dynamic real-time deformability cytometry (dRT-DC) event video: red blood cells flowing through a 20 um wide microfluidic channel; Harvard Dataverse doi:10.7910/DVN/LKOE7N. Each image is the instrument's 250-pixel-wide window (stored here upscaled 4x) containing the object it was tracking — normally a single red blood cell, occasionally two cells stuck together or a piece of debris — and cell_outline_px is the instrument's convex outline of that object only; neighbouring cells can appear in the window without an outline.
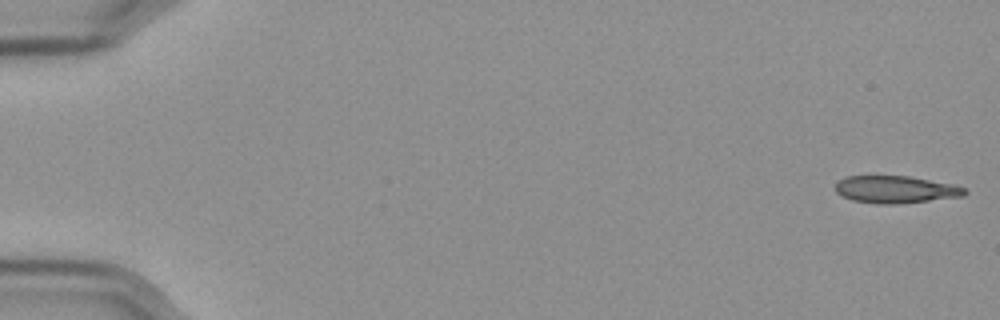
{"species": "Egyptian fruit bat (a non-hibernating species)", "species_latin": "Rousettus aegyptiacus", "temperature_condition": "cold", "stored_images_in_passage": 54, "camera_frame_rate_fps": 3000, "um_per_image_px": 0.085, "frame": {"image": 1, "passage_image": 1, "time_ms": 0.0, "image_size_px": [1000, 320], "cell_outline_px": [[968, 192], [964, 196], [896, 204], [880, 204], [852, 200], [840, 196], [836, 192], [836, 184], [840, 180], [848, 176], [908, 176], [952, 184], [964, 188]], "centroid_in_image_um": [76.12, 16.11], "position_along_channel_um": 8.9, "area_um2": 20.4}}
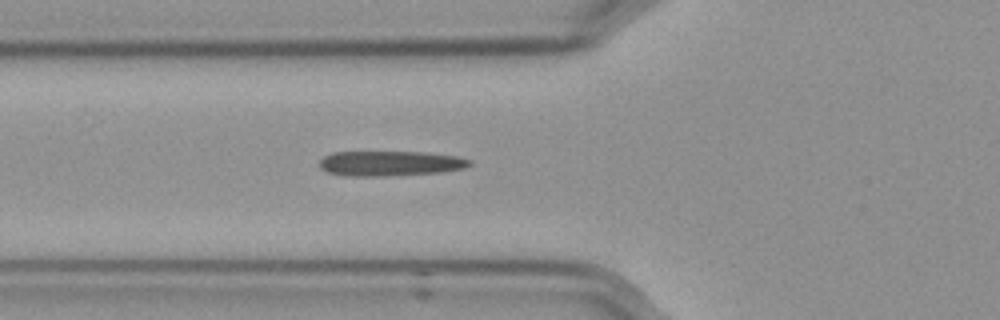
{"frame": {"image": 2, "passage_image": 21, "time_ms": 6.667, "image_size_px": [1000, 320], "cell_outline_px": [[472, 164], [464, 168], [440, 172], [384, 176], [344, 176], [328, 172], [320, 168], [320, 160], [324, 156], [332, 152], [428, 152], [456, 156], [472, 160]], "centroid_in_image_um": [33.16, 13.89], "position_along_channel_um": 92.6, "area_um2": 21.96}}
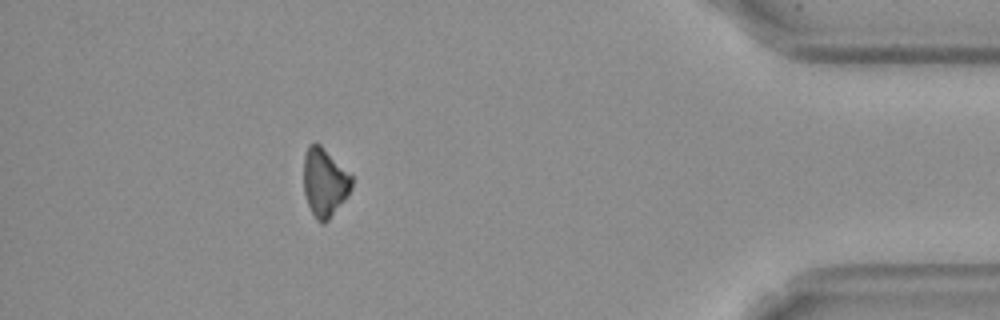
{"frame": {"image": 3, "passage_image": 51, "time_ms": 16.667, "image_size_px": [1000, 320], "cell_outline_px": [[352, 188], [344, 200], [328, 220], [324, 224], [320, 224], [316, 220], [308, 204], [304, 192], [304, 156], [308, 144], [320, 144], [352, 176]], "centroid_in_image_um": [27.58, 15.52], "position_along_channel_um": 407.6, "area_um2": 18.96}}